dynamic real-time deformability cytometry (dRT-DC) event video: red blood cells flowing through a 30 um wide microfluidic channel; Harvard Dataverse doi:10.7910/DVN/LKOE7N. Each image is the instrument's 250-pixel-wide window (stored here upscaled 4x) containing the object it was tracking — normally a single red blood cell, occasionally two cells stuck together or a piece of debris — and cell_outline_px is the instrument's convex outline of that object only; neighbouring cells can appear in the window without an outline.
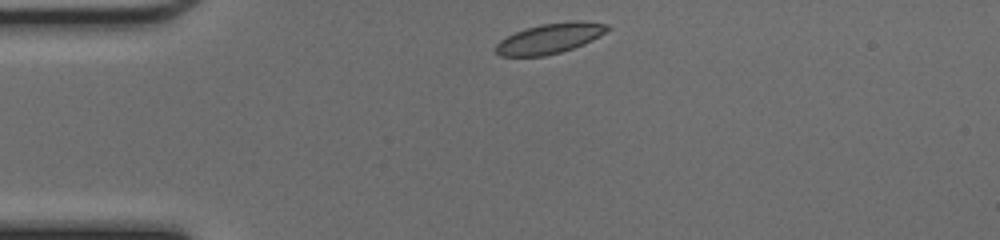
{"species": "common noctule bat (a hibernating species)", "species_latin": "Nyctalus noctula", "temperature_condition": "cold", "stored_images_in_passage": 38, "camera_frame_rate_fps": 3000, "um_per_image_px": 0.085, "animal": {"sex": "female", "body_mass_g": 17.0, "forearm_length_mm": 48.0}, "frame": {"image": 1, "passage_image": 1, "time_ms": 0.0, "image_size_px": [1000, 240], "cell_outline_px": [[612, 28], [592, 40], [584, 44], [560, 52], [544, 56], [500, 56], [496, 52], [496, 44], [500, 40], [516, 32], [540, 24], [568, 20], [580, 20], [608, 24]], "centroid_in_image_um": [46.77, 3.25], "position_along_channel_um": 38.2, "area_um2": 19.65}}
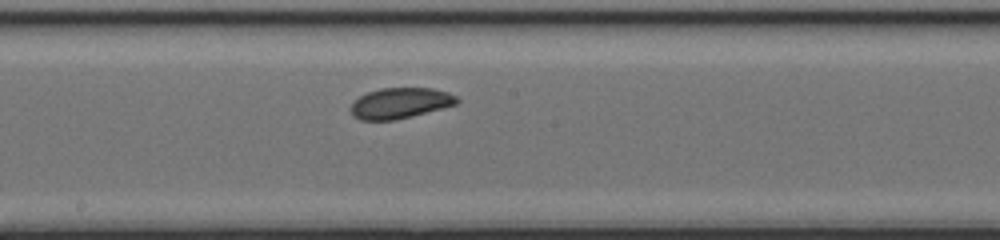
{"frame": {"image": 2, "passage_image": 16, "time_ms": 5.0, "image_size_px": [1000, 240], "cell_outline_px": [[460, 100], [456, 104], [444, 108], [396, 120], [360, 120], [352, 116], [348, 108], [352, 100], [368, 92], [380, 88], [432, 88], [448, 92], [456, 96]], "centroid_in_image_um": [33.97, 8.77], "position_along_channel_um": 214.2, "area_um2": 19.31}}
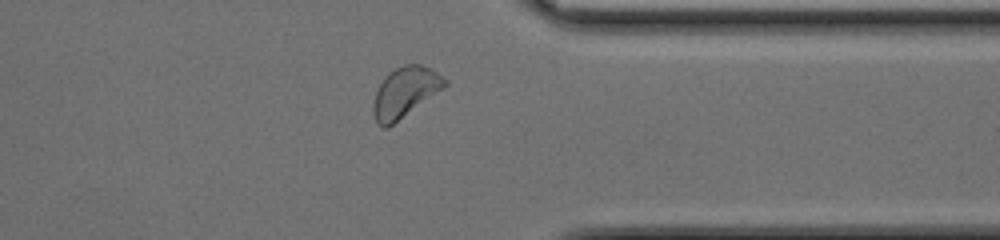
{"frame": {"image": 3, "passage_image": 28, "time_ms": 9.0, "image_size_px": [1000, 240], "cell_outline_px": [[448, 84], [444, 88], [388, 128], [384, 128], [376, 124], [372, 112], [372, 104], [376, 92], [384, 76], [396, 68], [404, 64], [420, 64], [432, 68], [448, 80]], "centroid_in_image_um": [34.42, 7.85], "position_along_channel_um": 377.0, "area_um2": 21.15}, "authors_computed_cell_mechanics": {"area_um2": 19.652, "velocity_mm_per_s": 4.2132, "shape_relaxation_time_tau1_ms": 3.3755, "shape_relaxation_time_tau2_ms": null, "deformation_change_tau1": 0.0868, "deformation_change_tau2": null}}